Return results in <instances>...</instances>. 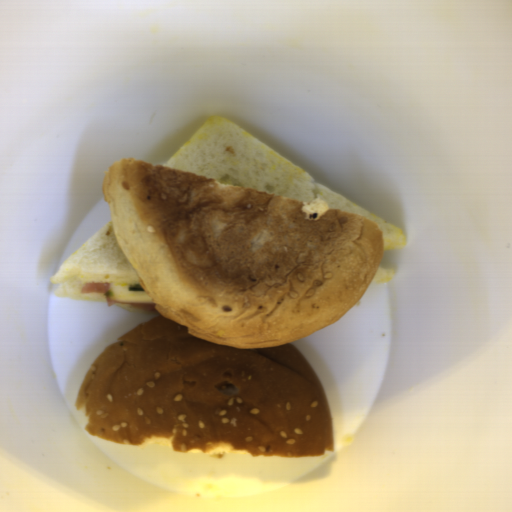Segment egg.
I'll return each instance as SVG.
<instances>
[{"mask_svg": "<svg viewBox=\"0 0 512 512\" xmlns=\"http://www.w3.org/2000/svg\"><path fill=\"white\" fill-rule=\"evenodd\" d=\"M128 283L129 282H110V299L123 302H153L146 291H130Z\"/></svg>", "mask_w": 512, "mask_h": 512, "instance_id": "egg-1", "label": "egg"}]
</instances>
